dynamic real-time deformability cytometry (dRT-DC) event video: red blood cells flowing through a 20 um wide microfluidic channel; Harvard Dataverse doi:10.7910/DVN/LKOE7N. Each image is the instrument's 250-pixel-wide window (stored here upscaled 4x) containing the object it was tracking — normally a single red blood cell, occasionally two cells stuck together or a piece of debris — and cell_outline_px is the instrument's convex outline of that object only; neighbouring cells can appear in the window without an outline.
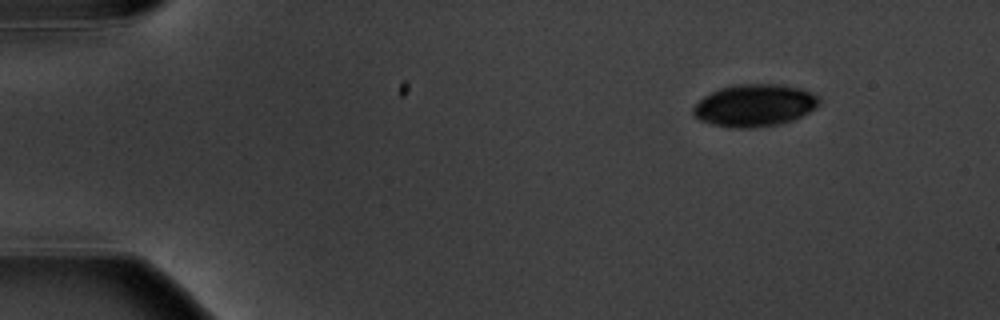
{"species": "common noctule bat (a hibernating species)", "species_latin": "Nyctalus noctula", "temperature_condition": "warm", "stored_images_in_passage": 2, "camera_frame_rate_fps": 3000, "um_per_image_px": 0.085, "animal": {"sex": "male", "body_mass_g": 20.1, "forearm_length_mm": 53.5}, "frame": {"image": 1, "passage_image": 2, "time_ms": 1.333, "image_size_px": [1000, 320], "cell_outline_px": [[820, 104], [816, 108], [792, 120], [780, 124], [752, 128], [736, 128], [712, 124], [700, 120], [692, 116], [692, 108], [704, 96], [720, 88], [736, 84], [780, 84], [800, 88], [812, 92], [820, 96]], "centroid_in_image_um": [64.15, 8.95], "position_along_channel_um": 20.8, "area_um2": 31.15}}